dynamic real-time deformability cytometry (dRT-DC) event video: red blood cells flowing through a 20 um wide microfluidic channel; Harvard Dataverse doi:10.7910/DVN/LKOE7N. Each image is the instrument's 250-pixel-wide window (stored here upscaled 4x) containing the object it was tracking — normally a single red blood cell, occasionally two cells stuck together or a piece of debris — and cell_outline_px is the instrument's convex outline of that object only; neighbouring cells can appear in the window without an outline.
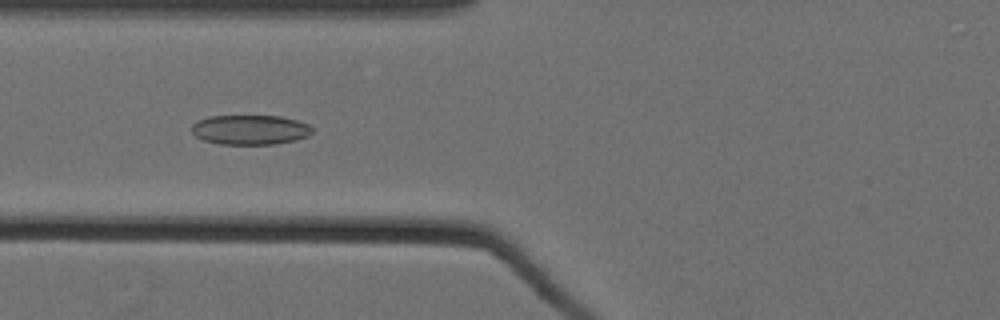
{"species": "Egyptian fruit bat (a non-hibernating species)", "species_latin": "Rousettus aegyptiacus", "temperature_condition": "cold", "stored_images_in_passage": 50, "camera_frame_rate_fps": 3000, "um_per_image_px": 0.085, "animal": {"sex": "female"}, "frame": {"image": 1, "passage_image": 23, "time_ms": 7.333, "image_size_px": [1000, 320], "cell_outline_px": [[312, 132], [308, 136], [296, 140], [276, 144], [220, 144], [204, 140], [196, 136], [192, 132], [192, 124], [208, 116], [280, 116], [296, 120], [308, 124], [312, 128]], "centroid_in_image_um": [21.27, 11.03], "position_along_channel_um": 104.5, "area_um2": 20.81}}
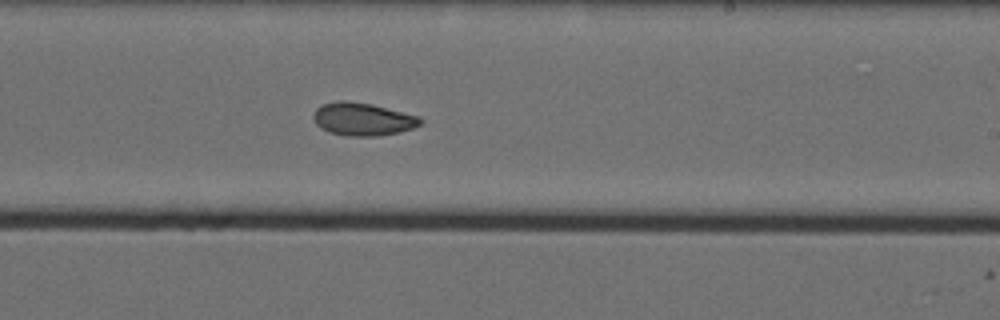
{"frame": {"image": 2, "passage_image": 36, "time_ms": 11.667, "image_size_px": [1000, 320], "cell_outline_px": [[424, 120], [420, 124], [412, 128], [400, 132], [376, 136], [344, 136], [328, 132], [320, 128], [316, 124], [312, 116], [316, 108], [320, 104], [336, 100], [344, 100], [372, 104], [420, 116]], "centroid_in_image_um": [30.8, 10.12], "position_along_channel_um": 258.2, "area_um2": 20.81}}
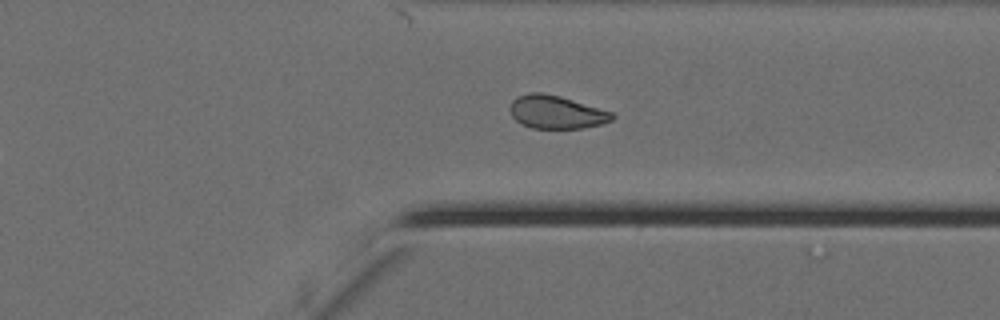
{"frame": {"image": 3, "passage_image": 45, "time_ms": 14.667, "image_size_px": [1000, 320], "cell_outline_px": [[616, 116], [612, 120], [600, 124], [580, 128], [532, 128], [520, 124], [512, 116], [508, 108], [512, 100], [516, 96], [528, 92], [540, 92], [560, 96], [612, 112]], "centroid_in_image_um": [47.23, 9.52], "position_along_channel_um": 364.2, "area_um2": 19.77}, "authors_computed_cell_mechanics": {"area_um2": 21.1259, "velocity_mm_per_s": 3.5333, "shape_relaxation_time_tau1_ms": null, "shape_relaxation_time_tau2_ms": 3.1318, "deformation_change_tau1": null, "deformation_change_tau2": 0.0762}}